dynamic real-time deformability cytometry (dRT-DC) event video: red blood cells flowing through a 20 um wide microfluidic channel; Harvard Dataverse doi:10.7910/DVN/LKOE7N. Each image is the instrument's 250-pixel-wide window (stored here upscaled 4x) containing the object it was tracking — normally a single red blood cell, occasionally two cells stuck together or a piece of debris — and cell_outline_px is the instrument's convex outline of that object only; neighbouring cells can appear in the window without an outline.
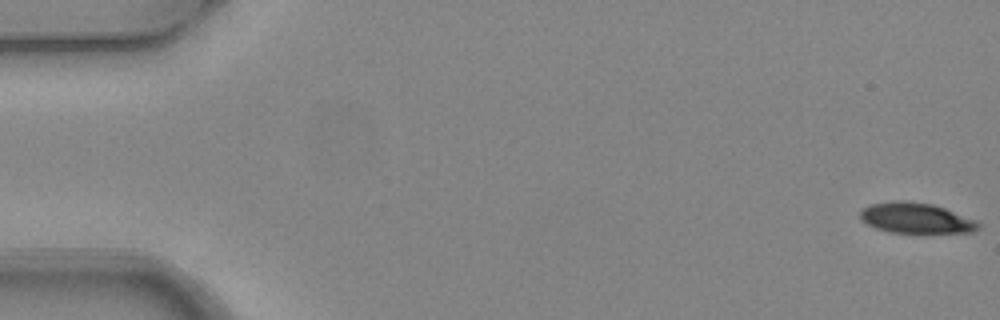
{"species": "common noctule bat (a hibernating species)", "species_latin": "Nyctalus noctula", "temperature_condition": "warm", "stored_images_in_passage": 6, "camera_frame_rate_fps": 3000, "um_per_image_px": 0.085, "animal": {"sex": "female", "body_mass_g": 24.6, "forearm_length_mm": 56.2}, "frame": {"image": 1, "passage_image": 1, "time_ms": 0.0, "image_size_px": [1000, 320], "cell_outline_px": [[980, 228], [972, 232], [924, 236], [920, 236], [888, 232], [876, 228], [860, 220], [860, 212], [864, 208], [872, 204], [892, 200], [932, 204], [944, 208], [976, 220], [980, 224]], "centroid_in_image_um": [77.9, 18.61], "position_along_channel_um": 7.1, "area_um2": 21.91}}
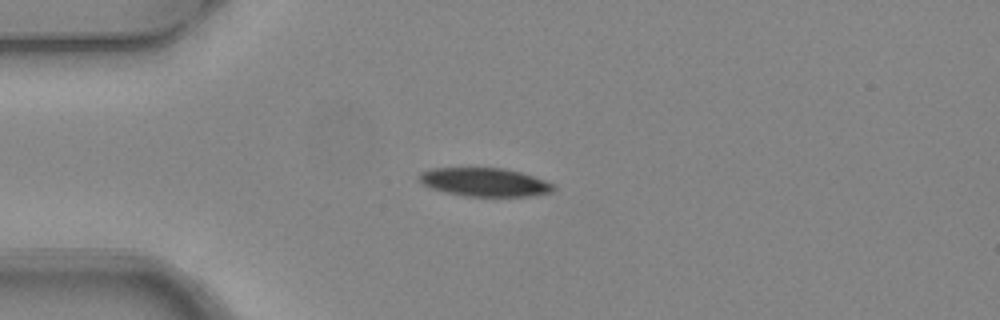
{"frame": {"image": 2, "passage_image": 4, "time_ms": 1.0, "image_size_px": [1000, 320], "cell_outline_px": [[556, 188], [552, 192], [532, 196], [464, 196], [444, 192], [432, 188], [424, 184], [420, 180], [420, 172], [432, 168], [504, 168], [536, 176], [556, 184]], "centroid_in_image_um": [41.27, 15.48], "position_along_channel_um": 43.7, "area_um2": 22.43}}
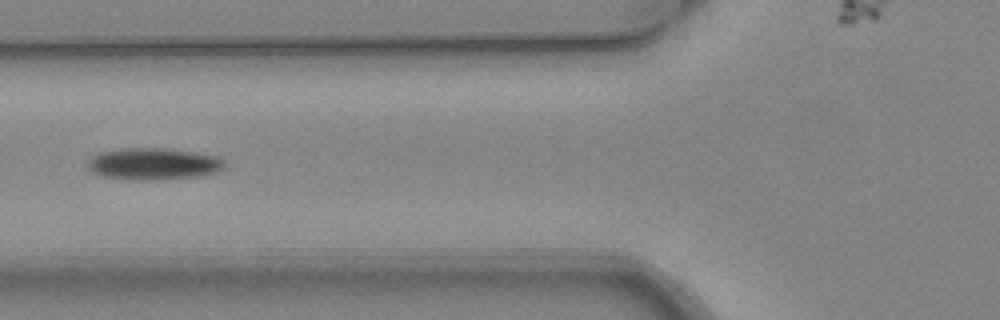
{"frame": {"image": 3, "passage_image": 6, "time_ms": 1.667, "image_size_px": [1000, 320], "cell_outline_px": [[224, 164], [216, 172], [196, 176], [160, 180], [132, 180], [100, 176], [92, 172], [88, 168], [88, 160], [92, 156], [100, 152], [124, 148], [164, 148], [196, 152], [220, 156], [224, 160]], "centroid_in_image_um": [13.01, 13.93], "position_along_channel_um": 112.8, "area_um2": 25.49}}